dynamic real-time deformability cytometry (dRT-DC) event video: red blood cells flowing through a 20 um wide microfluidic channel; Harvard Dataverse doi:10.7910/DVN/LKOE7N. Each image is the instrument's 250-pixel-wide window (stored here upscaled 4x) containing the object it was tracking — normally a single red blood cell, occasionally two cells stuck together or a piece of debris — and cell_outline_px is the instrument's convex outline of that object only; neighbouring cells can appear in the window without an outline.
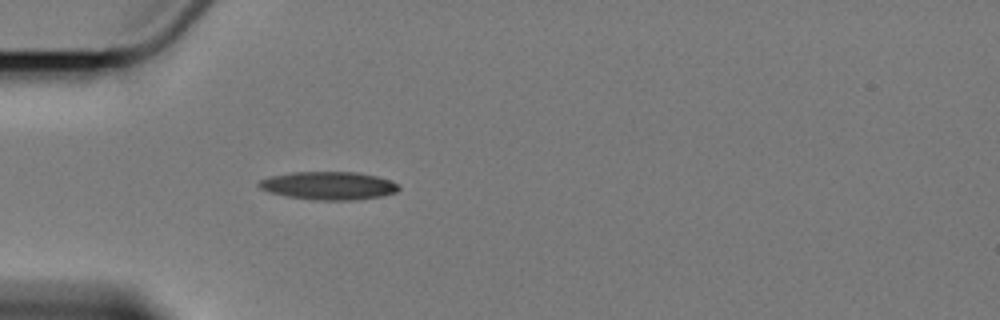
{"species": "Egyptian fruit bat (a non-hibernating species)", "species_latin": "Rousettus aegyptiacus", "temperature_condition": "cold", "stored_images_in_passage": 1, "camera_frame_rate_fps": 3000, "um_per_image_px": 0.085, "animal": {"sex": "female"}, "frame": {"image": 1, "passage_image": 1, "time_ms": 0.0, "image_size_px": [1000, 320], "cell_outline_px": [[400, 188], [396, 192], [380, 196], [352, 200], [316, 200], [288, 196], [268, 192], [260, 188], [256, 184], [260, 180], [272, 176], [292, 172], [356, 172], [376, 176], [392, 180], [400, 184]], "centroid_in_image_um": [27.95, 15.77], "position_along_channel_um": 57.1, "area_um2": 22.83}}